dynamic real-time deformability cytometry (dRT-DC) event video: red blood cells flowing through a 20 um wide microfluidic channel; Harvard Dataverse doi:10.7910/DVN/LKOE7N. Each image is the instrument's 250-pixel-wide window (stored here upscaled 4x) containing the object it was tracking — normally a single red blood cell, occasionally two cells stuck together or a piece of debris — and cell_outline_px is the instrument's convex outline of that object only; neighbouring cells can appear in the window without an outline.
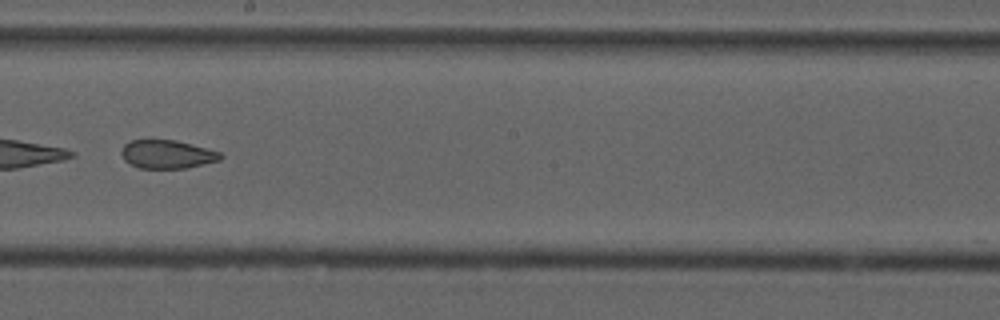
{"species": "common noctule bat (a hibernating species)", "species_latin": "Nyctalus noctula", "temperature_condition": "cold", "stored_images_in_passage": 54, "camera_frame_rate_fps": 3000, "um_per_image_px": 0.085, "animal": {"sex": "male", "forearm_length_mm": 52.5}, "frame": {"image": 1, "passage_image": 31, "time_ms": 10.0, "image_size_px": [1000, 320], "cell_outline_px": [[224, 156], [220, 160], [184, 168], [140, 168], [124, 160], [120, 152], [124, 144], [132, 140], [176, 140], [220, 152]], "centroid_in_image_um": [14.19, 13.11], "position_along_channel_um": 234.0, "area_um2": 16.24}}
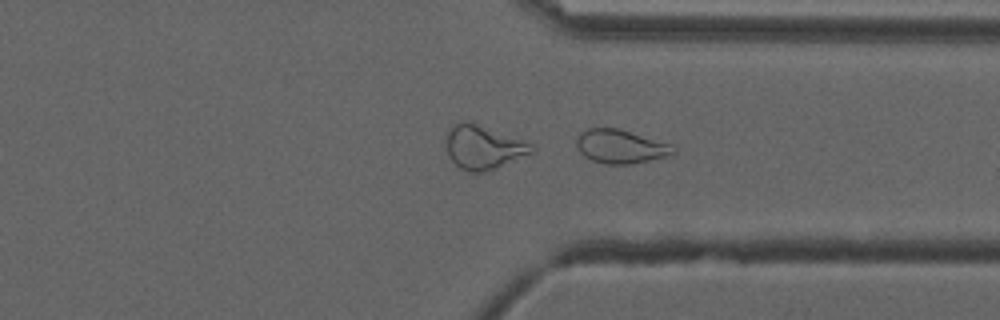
{"frame": {"image": 2, "passage_image": 41, "time_ms": 13.333, "image_size_px": [1000, 320], "cell_outline_px": [[676, 152], [672, 156], [632, 164], [604, 164], [592, 160], [584, 156], [580, 152], [576, 144], [576, 136], [580, 132], [588, 128], [616, 128], [672, 144], [676, 148]], "centroid_in_image_um": [52.78, 12.46], "position_along_channel_um": 358.6, "area_um2": 19.25}}